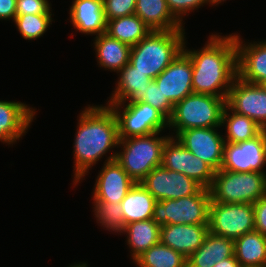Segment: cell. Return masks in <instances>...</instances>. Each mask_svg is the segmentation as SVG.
<instances>
[{"label":"cell","instance_id":"31","mask_svg":"<svg viewBox=\"0 0 266 267\" xmlns=\"http://www.w3.org/2000/svg\"><path fill=\"white\" fill-rule=\"evenodd\" d=\"M93 204L97 223L110 232L121 234L125 228L121 203L93 202Z\"/></svg>","mask_w":266,"mask_h":267},{"label":"cell","instance_id":"19","mask_svg":"<svg viewBox=\"0 0 266 267\" xmlns=\"http://www.w3.org/2000/svg\"><path fill=\"white\" fill-rule=\"evenodd\" d=\"M209 224H168L161 226L160 242L188 258L205 240Z\"/></svg>","mask_w":266,"mask_h":267},{"label":"cell","instance_id":"24","mask_svg":"<svg viewBox=\"0 0 266 267\" xmlns=\"http://www.w3.org/2000/svg\"><path fill=\"white\" fill-rule=\"evenodd\" d=\"M135 15L151 30L184 29L169 11L166 0H136Z\"/></svg>","mask_w":266,"mask_h":267},{"label":"cell","instance_id":"16","mask_svg":"<svg viewBox=\"0 0 266 267\" xmlns=\"http://www.w3.org/2000/svg\"><path fill=\"white\" fill-rule=\"evenodd\" d=\"M154 81L173 105L194 93L190 57L182 51Z\"/></svg>","mask_w":266,"mask_h":267},{"label":"cell","instance_id":"15","mask_svg":"<svg viewBox=\"0 0 266 267\" xmlns=\"http://www.w3.org/2000/svg\"><path fill=\"white\" fill-rule=\"evenodd\" d=\"M117 152H110L100 170L93 189L94 202L121 203L135 181L116 160Z\"/></svg>","mask_w":266,"mask_h":267},{"label":"cell","instance_id":"12","mask_svg":"<svg viewBox=\"0 0 266 267\" xmlns=\"http://www.w3.org/2000/svg\"><path fill=\"white\" fill-rule=\"evenodd\" d=\"M156 199H179L197 194L203 187L188 176L164 168L162 165L151 170L140 182Z\"/></svg>","mask_w":266,"mask_h":267},{"label":"cell","instance_id":"14","mask_svg":"<svg viewBox=\"0 0 266 267\" xmlns=\"http://www.w3.org/2000/svg\"><path fill=\"white\" fill-rule=\"evenodd\" d=\"M226 105L232 111L254 120L266 130V92L260 85L236 77L229 89Z\"/></svg>","mask_w":266,"mask_h":267},{"label":"cell","instance_id":"27","mask_svg":"<svg viewBox=\"0 0 266 267\" xmlns=\"http://www.w3.org/2000/svg\"><path fill=\"white\" fill-rule=\"evenodd\" d=\"M234 255L241 267H266V236L253 230L236 238Z\"/></svg>","mask_w":266,"mask_h":267},{"label":"cell","instance_id":"38","mask_svg":"<svg viewBox=\"0 0 266 267\" xmlns=\"http://www.w3.org/2000/svg\"><path fill=\"white\" fill-rule=\"evenodd\" d=\"M17 0H0V20H15Z\"/></svg>","mask_w":266,"mask_h":267},{"label":"cell","instance_id":"5","mask_svg":"<svg viewBox=\"0 0 266 267\" xmlns=\"http://www.w3.org/2000/svg\"><path fill=\"white\" fill-rule=\"evenodd\" d=\"M156 132L147 136L119 139L116 160L135 181L141 182L155 167L161 166L163 148L168 136ZM123 150V151H122Z\"/></svg>","mask_w":266,"mask_h":267},{"label":"cell","instance_id":"7","mask_svg":"<svg viewBox=\"0 0 266 267\" xmlns=\"http://www.w3.org/2000/svg\"><path fill=\"white\" fill-rule=\"evenodd\" d=\"M210 202L207 188L191 196L156 201L152 219L160 227L168 224H209Z\"/></svg>","mask_w":266,"mask_h":267},{"label":"cell","instance_id":"8","mask_svg":"<svg viewBox=\"0 0 266 267\" xmlns=\"http://www.w3.org/2000/svg\"><path fill=\"white\" fill-rule=\"evenodd\" d=\"M107 106L112 109L117 119L119 139L147 136L162 132L168 127V119L145 102L114 103Z\"/></svg>","mask_w":266,"mask_h":267},{"label":"cell","instance_id":"39","mask_svg":"<svg viewBox=\"0 0 266 267\" xmlns=\"http://www.w3.org/2000/svg\"><path fill=\"white\" fill-rule=\"evenodd\" d=\"M214 267H241L240 263L236 260L235 255L233 257L221 260Z\"/></svg>","mask_w":266,"mask_h":267},{"label":"cell","instance_id":"33","mask_svg":"<svg viewBox=\"0 0 266 267\" xmlns=\"http://www.w3.org/2000/svg\"><path fill=\"white\" fill-rule=\"evenodd\" d=\"M140 102L151 105L160 111L168 120L172 116L174 105L163 95V92L154 80L148 83V87L144 89L143 99Z\"/></svg>","mask_w":266,"mask_h":267},{"label":"cell","instance_id":"32","mask_svg":"<svg viewBox=\"0 0 266 267\" xmlns=\"http://www.w3.org/2000/svg\"><path fill=\"white\" fill-rule=\"evenodd\" d=\"M52 14H26L15 17V25L25 40L39 39L52 24Z\"/></svg>","mask_w":266,"mask_h":267},{"label":"cell","instance_id":"22","mask_svg":"<svg viewBox=\"0 0 266 267\" xmlns=\"http://www.w3.org/2000/svg\"><path fill=\"white\" fill-rule=\"evenodd\" d=\"M233 256V239L208 232L203 244L187 258V267H214L221 260Z\"/></svg>","mask_w":266,"mask_h":267},{"label":"cell","instance_id":"4","mask_svg":"<svg viewBox=\"0 0 266 267\" xmlns=\"http://www.w3.org/2000/svg\"><path fill=\"white\" fill-rule=\"evenodd\" d=\"M226 98L192 93L177 102L168 120V129L171 128L175 132L171 136L191 128L222 127V113Z\"/></svg>","mask_w":266,"mask_h":267},{"label":"cell","instance_id":"37","mask_svg":"<svg viewBox=\"0 0 266 267\" xmlns=\"http://www.w3.org/2000/svg\"><path fill=\"white\" fill-rule=\"evenodd\" d=\"M254 206V230L266 236V194L259 198Z\"/></svg>","mask_w":266,"mask_h":267},{"label":"cell","instance_id":"10","mask_svg":"<svg viewBox=\"0 0 266 267\" xmlns=\"http://www.w3.org/2000/svg\"><path fill=\"white\" fill-rule=\"evenodd\" d=\"M161 165L188 176L207 189L215 175V171L207 163L193 155L173 136L166 140Z\"/></svg>","mask_w":266,"mask_h":267},{"label":"cell","instance_id":"1","mask_svg":"<svg viewBox=\"0 0 266 267\" xmlns=\"http://www.w3.org/2000/svg\"><path fill=\"white\" fill-rule=\"evenodd\" d=\"M183 51L192 61L194 93L227 97L237 77V49L235 33L228 36L213 34L200 50Z\"/></svg>","mask_w":266,"mask_h":267},{"label":"cell","instance_id":"23","mask_svg":"<svg viewBox=\"0 0 266 267\" xmlns=\"http://www.w3.org/2000/svg\"><path fill=\"white\" fill-rule=\"evenodd\" d=\"M94 49L99 67L118 72L129 63L131 46L103 33L94 37Z\"/></svg>","mask_w":266,"mask_h":267},{"label":"cell","instance_id":"34","mask_svg":"<svg viewBox=\"0 0 266 267\" xmlns=\"http://www.w3.org/2000/svg\"><path fill=\"white\" fill-rule=\"evenodd\" d=\"M136 0H103L106 22L135 14Z\"/></svg>","mask_w":266,"mask_h":267},{"label":"cell","instance_id":"29","mask_svg":"<svg viewBox=\"0 0 266 267\" xmlns=\"http://www.w3.org/2000/svg\"><path fill=\"white\" fill-rule=\"evenodd\" d=\"M151 31L135 14L108 20L106 24V33L110 37L131 47L145 38Z\"/></svg>","mask_w":266,"mask_h":267},{"label":"cell","instance_id":"28","mask_svg":"<svg viewBox=\"0 0 266 267\" xmlns=\"http://www.w3.org/2000/svg\"><path fill=\"white\" fill-rule=\"evenodd\" d=\"M221 126L226 129L225 143L244 142L255 138L264 130L254 120L232 111L227 105L223 109Z\"/></svg>","mask_w":266,"mask_h":267},{"label":"cell","instance_id":"20","mask_svg":"<svg viewBox=\"0 0 266 267\" xmlns=\"http://www.w3.org/2000/svg\"><path fill=\"white\" fill-rule=\"evenodd\" d=\"M69 11L70 22L77 31L96 36L106 33L103 0H73Z\"/></svg>","mask_w":266,"mask_h":267},{"label":"cell","instance_id":"40","mask_svg":"<svg viewBox=\"0 0 266 267\" xmlns=\"http://www.w3.org/2000/svg\"><path fill=\"white\" fill-rule=\"evenodd\" d=\"M224 1H226V0H208V3L210 4V5H217L218 6V4H220V3H222V2H224Z\"/></svg>","mask_w":266,"mask_h":267},{"label":"cell","instance_id":"25","mask_svg":"<svg viewBox=\"0 0 266 267\" xmlns=\"http://www.w3.org/2000/svg\"><path fill=\"white\" fill-rule=\"evenodd\" d=\"M161 227L153 220L131 222L125 225L121 233L127 236V245L131 249V257L134 261L151 246L160 242Z\"/></svg>","mask_w":266,"mask_h":267},{"label":"cell","instance_id":"41","mask_svg":"<svg viewBox=\"0 0 266 267\" xmlns=\"http://www.w3.org/2000/svg\"><path fill=\"white\" fill-rule=\"evenodd\" d=\"M68 267H88V265L85 262H80V263H77V264L74 263V265H70Z\"/></svg>","mask_w":266,"mask_h":267},{"label":"cell","instance_id":"26","mask_svg":"<svg viewBox=\"0 0 266 267\" xmlns=\"http://www.w3.org/2000/svg\"><path fill=\"white\" fill-rule=\"evenodd\" d=\"M155 202L152 194L140 182H135L121 201L124 224L152 219Z\"/></svg>","mask_w":266,"mask_h":267},{"label":"cell","instance_id":"42","mask_svg":"<svg viewBox=\"0 0 266 267\" xmlns=\"http://www.w3.org/2000/svg\"><path fill=\"white\" fill-rule=\"evenodd\" d=\"M260 86L264 89V91L266 92V81H264L263 83L260 84Z\"/></svg>","mask_w":266,"mask_h":267},{"label":"cell","instance_id":"9","mask_svg":"<svg viewBox=\"0 0 266 267\" xmlns=\"http://www.w3.org/2000/svg\"><path fill=\"white\" fill-rule=\"evenodd\" d=\"M253 230V204L210 202L209 232L235 240Z\"/></svg>","mask_w":266,"mask_h":267},{"label":"cell","instance_id":"18","mask_svg":"<svg viewBox=\"0 0 266 267\" xmlns=\"http://www.w3.org/2000/svg\"><path fill=\"white\" fill-rule=\"evenodd\" d=\"M35 113L26 103L0 100V141L13 145L20 140L26 135Z\"/></svg>","mask_w":266,"mask_h":267},{"label":"cell","instance_id":"21","mask_svg":"<svg viewBox=\"0 0 266 267\" xmlns=\"http://www.w3.org/2000/svg\"><path fill=\"white\" fill-rule=\"evenodd\" d=\"M119 77L115 90L106 104L127 103L133 104L143 99V91L151 83L147 74L135 70V67L129 62L119 72Z\"/></svg>","mask_w":266,"mask_h":267},{"label":"cell","instance_id":"3","mask_svg":"<svg viewBox=\"0 0 266 267\" xmlns=\"http://www.w3.org/2000/svg\"><path fill=\"white\" fill-rule=\"evenodd\" d=\"M185 41V29L152 30L131 47L129 62L154 80L183 51Z\"/></svg>","mask_w":266,"mask_h":267},{"label":"cell","instance_id":"2","mask_svg":"<svg viewBox=\"0 0 266 267\" xmlns=\"http://www.w3.org/2000/svg\"><path fill=\"white\" fill-rule=\"evenodd\" d=\"M76 131L73 143L74 185L119 143L117 119L107 105L85 107L79 115Z\"/></svg>","mask_w":266,"mask_h":267},{"label":"cell","instance_id":"6","mask_svg":"<svg viewBox=\"0 0 266 267\" xmlns=\"http://www.w3.org/2000/svg\"><path fill=\"white\" fill-rule=\"evenodd\" d=\"M211 201L255 203L266 194V172H233L217 170L209 188Z\"/></svg>","mask_w":266,"mask_h":267},{"label":"cell","instance_id":"13","mask_svg":"<svg viewBox=\"0 0 266 267\" xmlns=\"http://www.w3.org/2000/svg\"><path fill=\"white\" fill-rule=\"evenodd\" d=\"M219 128H191L179 132L174 137L216 172L221 169L225 145L222 133L218 132Z\"/></svg>","mask_w":266,"mask_h":267},{"label":"cell","instance_id":"36","mask_svg":"<svg viewBox=\"0 0 266 267\" xmlns=\"http://www.w3.org/2000/svg\"><path fill=\"white\" fill-rule=\"evenodd\" d=\"M48 0H17L16 16L26 14H52Z\"/></svg>","mask_w":266,"mask_h":267},{"label":"cell","instance_id":"30","mask_svg":"<svg viewBox=\"0 0 266 267\" xmlns=\"http://www.w3.org/2000/svg\"><path fill=\"white\" fill-rule=\"evenodd\" d=\"M137 267H187V258L172 248L158 242L135 261Z\"/></svg>","mask_w":266,"mask_h":267},{"label":"cell","instance_id":"17","mask_svg":"<svg viewBox=\"0 0 266 267\" xmlns=\"http://www.w3.org/2000/svg\"><path fill=\"white\" fill-rule=\"evenodd\" d=\"M241 39L240 35L235 33L237 77L245 82L260 85L266 81V40L244 43Z\"/></svg>","mask_w":266,"mask_h":267},{"label":"cell","instance_id":"35","mask_svg":"<svg viewBox=\"0 0 266 267\" xmlns=\"http://www.w3.org/2000/svg\"><path fill=\"white\" fill-rule=\"evenodd\" d=\"M166 4L172 15L184 25L183 16L208 4V0H166Z\"/></svg>","mask_w":266,"mask_h":267},{"label":"cell","instance_id":"11","mask_svg":"<svg viewBox=\"0 0 266 267\" xmlns=\"http://www.w3.org/2000/svg\"><path fill=\"white\" fill-rule=\"evenodd\" d=\"M266 130L253 139L225 143L221 169L233 172H266Z\"/></svg>","mask_w":266,"mask_h":267}]
</instances>
